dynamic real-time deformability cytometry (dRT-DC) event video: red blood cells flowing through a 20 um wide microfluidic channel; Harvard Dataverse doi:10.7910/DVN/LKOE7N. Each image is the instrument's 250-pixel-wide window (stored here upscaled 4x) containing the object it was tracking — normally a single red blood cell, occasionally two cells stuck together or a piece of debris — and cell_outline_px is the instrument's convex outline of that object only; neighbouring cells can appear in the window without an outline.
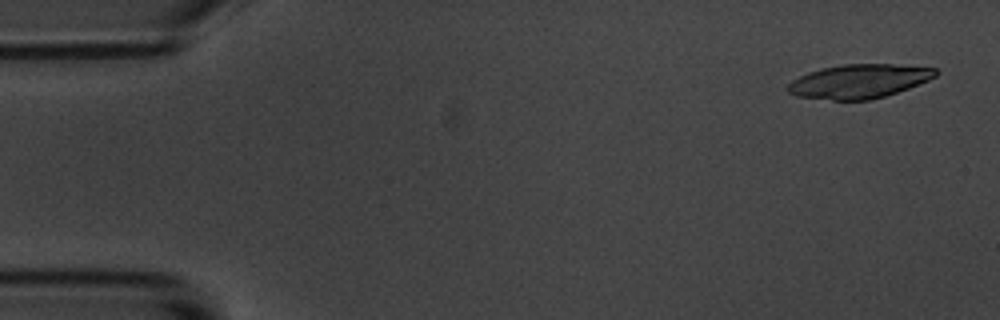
{"species": "common noctule bat (a hibernating species)", "species_latin": "Nyctalus noctula", "temperature_condition": "room temperature", "stored_images_in_passage": 4, "camera_frame_rate_fps": 3000, "um_per_image_px": 0.085, "animal": {"sex": "male", "body_mass_g": 20.1, "forearm_length_mm": 53.5}, "frame": {"image": 1, "passage_image": 1, "time_ms": 0.0, "image_size_px": [1000, 320], "cell_outline_px": [[940, 72], [936, 76], [928, 80], [908, 88], [884, 96], [868, 100], [832, 100], [796, 96], [788, 92], [788, 84], [792, 80], [808, 72], [820, 68], [840, 64], [892, 64], [936, 68]], "centroid_in_image_um": [73.01, 6.9], "position_along_channel_um": 12.0, "area_um2": 29.19}}